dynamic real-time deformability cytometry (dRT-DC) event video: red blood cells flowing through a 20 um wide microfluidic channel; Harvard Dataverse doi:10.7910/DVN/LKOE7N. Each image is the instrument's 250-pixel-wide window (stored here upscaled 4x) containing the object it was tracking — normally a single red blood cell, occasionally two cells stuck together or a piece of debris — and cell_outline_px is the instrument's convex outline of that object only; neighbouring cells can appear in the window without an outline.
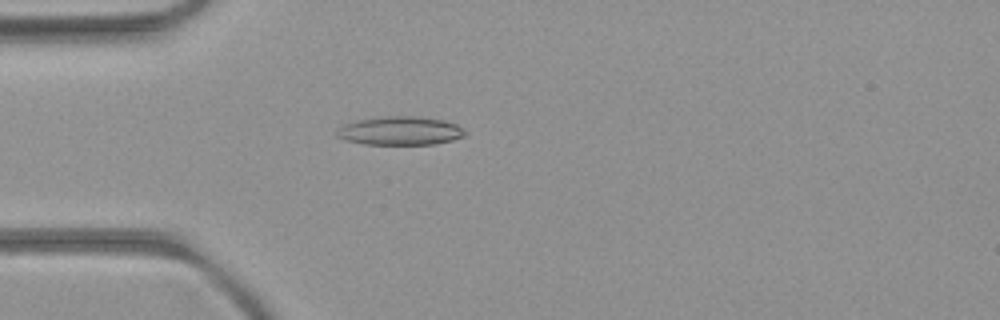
{"species": "common noctule bat (a hibernating species)", "species_latin": "Nyctalus noctula", "temperature_condition": "room temperature", "stored_images_in_passage": 53, "camera_frame_rate_fps": 3000, "um_per_image_px": 0.085, "animal": {"sex": "female", "body_mass_g": 21.9}, "frame": {"image": 1, "passage_image": 15, "time_ms": 4.667, "image_size_px": [1000, 320], "cell_outline_px": [[468, 132], [464, 136], [452, 140], [436, 144], [364, 144], [348, 140], [336, 136], [336, 132], [344, 124], [360, 120], [388, 116], [412, 116], [444, 120], [456, 124]], "centroid_in_image_um": [34.06, 11.12], "position_along_channel_um": 50.9, "area_um2": 21.1}}
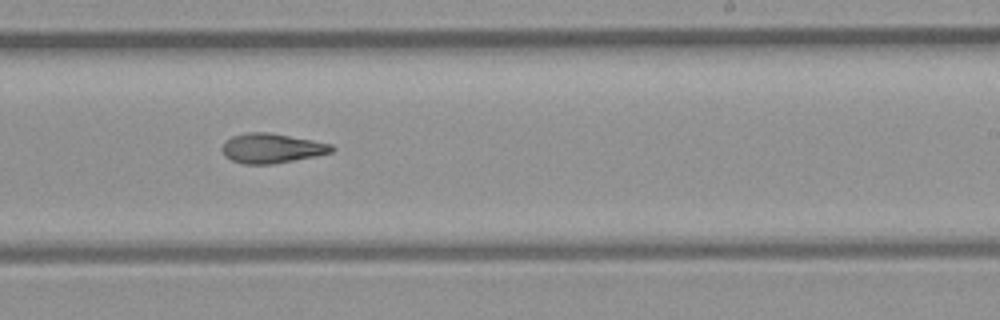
{"frame": {"image": 2, "passage_image": 32, "time_ms": 10.333, "image_size_px": [1000, 320], "cell_outline_px": [[336, 148], [332, 152], [316, 156], [272, 164], [244, 164], [232, 160], [224, 156], [220, 148], [232, 136], [248, 132], [268, 132], [312, 140], [332, 144]], "centroid_in_image_um": [23.1, 12.6], "position_along_channel_um": 265.9, "area_um2": 18.9}}
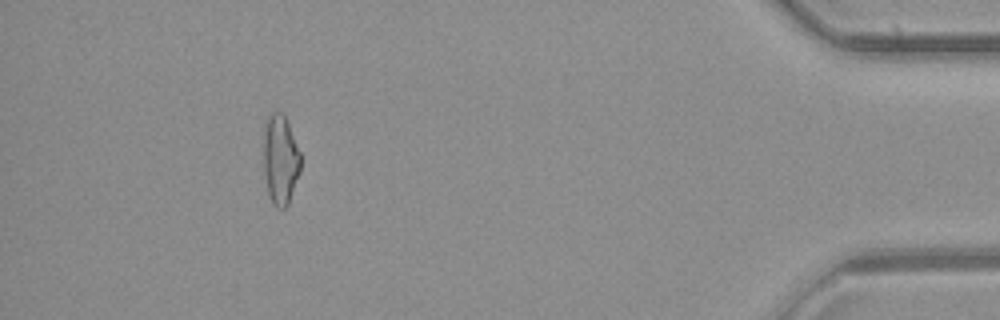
{"frame": {"image": 3, "passage_image": 48, "time_ms": 15.667, "image_size_px": [1000, 320], "cell_outline_px": [[300, 172], [288, 204], [284, 208], [276, 208], [272, 204], [268, 196], [264, 172], [264, 120], [272, 112], [284, 112], [300, 152]], "centroid_in_image_um": [23.82, 13.55], "position_along_channel_um": 411.4, "area_um2": 19.65}, "authors_computed_cell_mechanics": {"area_um2": 19.652, "velocity_mm_per_s": 3.9591, "shape_relaxation_time_tau1_ms": null, "shape_relaxation_time_tau2_ms": 6.3524, "deformation_change_tau1": null, "deformation_change_tau2": 0.1744}}